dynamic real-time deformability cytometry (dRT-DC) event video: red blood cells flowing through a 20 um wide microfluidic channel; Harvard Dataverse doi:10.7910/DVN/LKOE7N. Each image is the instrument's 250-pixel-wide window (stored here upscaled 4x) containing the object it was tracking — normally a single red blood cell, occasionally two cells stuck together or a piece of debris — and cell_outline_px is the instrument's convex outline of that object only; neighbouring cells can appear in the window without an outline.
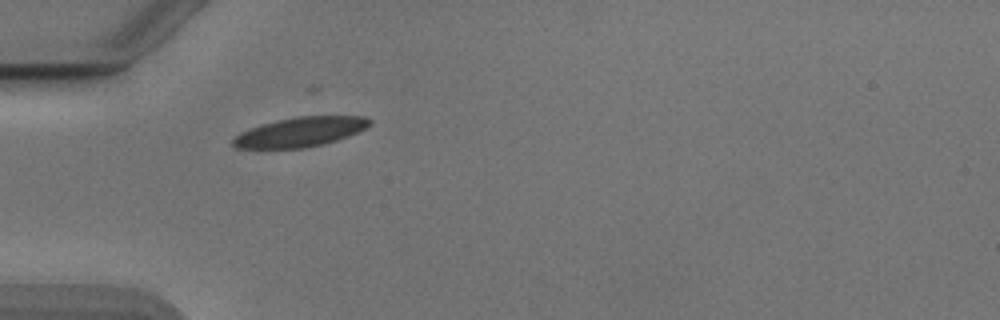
{"species": "Egyptian fruit bat (a non-hibernating species)", "species_latin": "Rousettus aegyptiacus", "temperature_condition": "cold", "stored_images_in_passage": 7, "camera_frame_rate_fps": 3000, "um_per_image_px": 0.085, "animal": {"sex": "male"}, "frame": {"image": 1, "passage_image": 1, "time_ms": 0.0, "image_size_px": [1000, 320], "cell_outline_px": [[372, 124], [348, 136], [324, 144], [304, 148], [236, 148], [232, 144], [232, 140], [240, 132], [260, 124], [276, 120], [296, 116], [364, 116], [372, 120]], "centroid_in_image_um": [25.51, 11.21], "position_along_channel_um": 59.5, "area_um2": 23.52}}
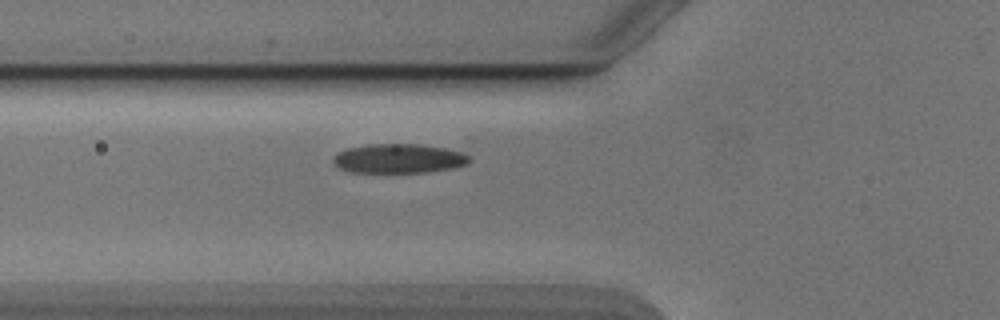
{"frame": {"image": 2, "passage_image": 4, "time_ms": 1.0, "image_size_px": [1000, 320], "cell_outline_px": [[472, 160], [468, 164], [452, 168], [428, 172], [348, 172], [340, 168], [332, 160], [340, 152], [348, 148], [368, 144], [420, 144], [444, 148], [464, 152]], "centroid_in_image_um": [33.95, 13.47], "position_along_channel_um": 91.9, "area_um2": 23.18}}
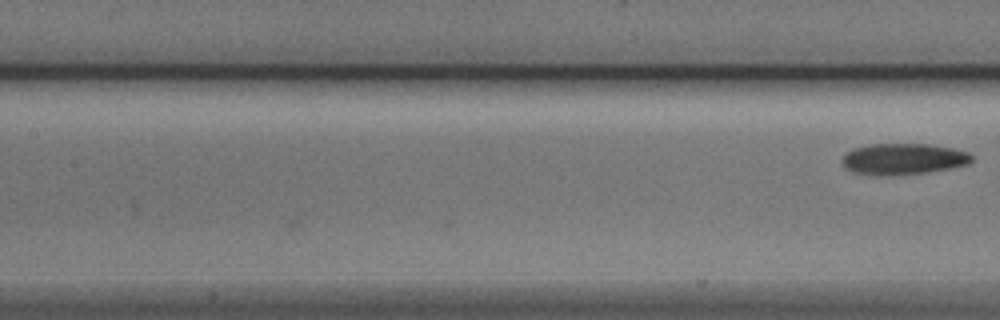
{"frame": {"image": 3, "passage_image": 7, "time_ms": 2.0, "image_size_px": [1000, 320], "cell_outline_px": [[972, 160], [968, 164], [952, 168], [928, 172], [852, 172], [844, 168], [840, 160], [844, 152], [852, 148], [872, 144], [932, 144], [952, 148], [968, 152], [972, 156]], "centroid_in_image_um": [76.79, 13.45], "position_along_channel_um": 130.6, "area_um2": 22.77}}